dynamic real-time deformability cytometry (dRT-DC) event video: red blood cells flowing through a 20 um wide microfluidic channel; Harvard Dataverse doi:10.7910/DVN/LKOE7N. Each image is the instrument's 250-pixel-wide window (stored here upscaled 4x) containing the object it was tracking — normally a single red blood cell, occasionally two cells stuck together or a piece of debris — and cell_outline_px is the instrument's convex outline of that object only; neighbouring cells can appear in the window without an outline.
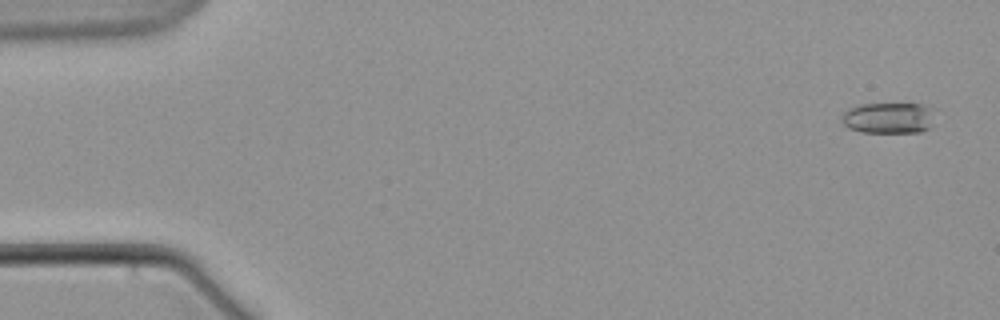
{"species": "common noctule bat (a hibernating species)", "species_latin": "Nyctalus noctula", "temperature_condition": "warm", "stored_images_in_passage": 5, "camera_frame_rate_fps": 3000, "um_per_image_px": 0.085, "animal": {"sex": "male", "body_mass_g": 21.5, "forearm_length_mm": 52.0}, "frame": {"image": 1, "passage_image": 1, "time_ms": 0.0, "image_size_px": [1000, 320], "cell_outline_px": [[940, 108], [932, 128], [920, 132], [860, 132], [848, 128], [840, 120], [840, 116], [848, 108], [860, 104], [920, 104]], "centroid_in_image_um": [75.65, 10.01], "position_along_channel_um": 9.4, "area_um2": 17.69}}
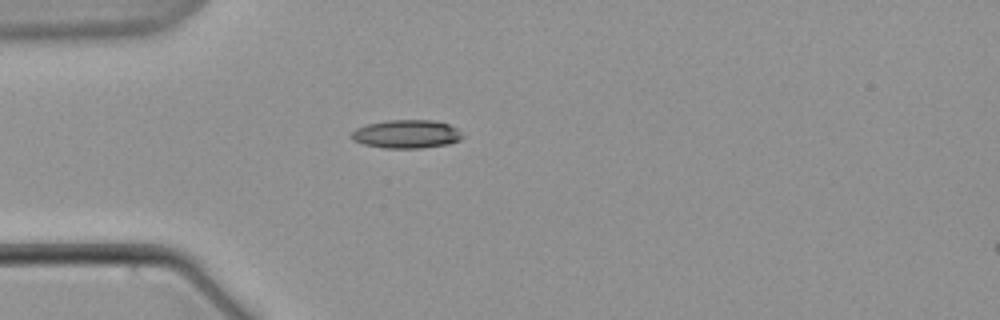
{"frame": {"image": 2, "passage_image": 5, "time_ms": 5.667, "image_size_px": [1000, 320], "cell_outline_px": [[464, 136], [460, 140], [448, 144], [420, 148], [384, 148], [364, 144], [352, 140], [352, 132], [356, 128], [368, 124], [388, 120], [432, 120], [448, 124], [456, 128]], "centroid_in_image_um": [34.56, 11.4], "position_along_channel_um": 50.4, "area_um2": 18.26}}